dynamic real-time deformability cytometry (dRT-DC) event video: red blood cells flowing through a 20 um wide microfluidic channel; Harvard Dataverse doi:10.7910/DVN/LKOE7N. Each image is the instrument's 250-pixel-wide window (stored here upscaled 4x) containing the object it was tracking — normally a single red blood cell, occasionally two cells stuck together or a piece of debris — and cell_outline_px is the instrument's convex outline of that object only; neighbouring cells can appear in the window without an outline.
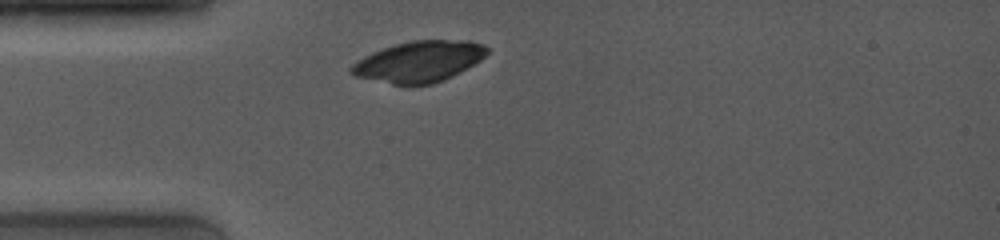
{"species": "common noctule bat (a hibernating species)", "species_latin": "Nyctalus noctula", "temperature_condition": "room temperature", "stored_images_in_passage": 10, "camera_frame_rate_fps": 4000, "um_per_image_px": 0.085, "animal": {"sex": "female", "body_mass_g": 19.0, "forearm_length_mm": 53.3}, "frame": {"image": 1, "passage_image": 1, "time_ms": 0.0, "image_size_px": [1000, 240], "cell_outline_px": [[488, 52], [480, 60], [452, 76], [444, 80], [432, 84], [392, 84], [356, 76], [348, 72], [348, 68], [352, 64], [364, 56], [372, 52], [396, 44], [412, 40], [468, 40], [484, 44], [488, 48]], "centroid_in_image_um": [35.61, 5.22], "position_along_channel_um": 49.4, "area_um2": 32.19}}